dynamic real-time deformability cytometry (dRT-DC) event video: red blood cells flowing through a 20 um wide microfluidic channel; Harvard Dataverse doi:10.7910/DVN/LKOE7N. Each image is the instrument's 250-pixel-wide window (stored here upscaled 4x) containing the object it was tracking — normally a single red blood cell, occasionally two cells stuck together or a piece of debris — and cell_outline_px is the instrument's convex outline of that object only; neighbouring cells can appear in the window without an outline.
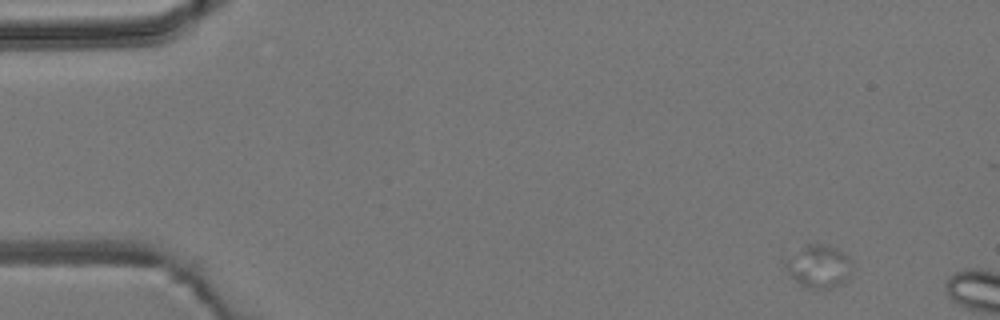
{"species": "common noctule bat (a hibernating species)", "species_latin": "Nyctalus noctula", "temperature_condition": "room temperature", "stored_images_in_passage": 3, "camera_frame_rate_fps": 3000, "um_per_image_px": 0.085, "animal": {"sex": "male", "body_mass_g": 19.2, "forearm_length_mm": 51.8}, "frame": {"image": 1, "passage_image": 1, "time_ms": 0.0, "image_size_px": [1000, 320], "cell_outline_px": [[852, 272], [848, 280], [844, 284], [828, 288], [812, 288], [800, 284], [788, 276], [784, 264], [784, 260], [804, 244], [824, 244], [836, 248], [844, 252], [848, 256]], "centroid_in_image_um": [69.58, 22.63], "position_along_channel_um": 15.4, "area_um2": 16.94}}